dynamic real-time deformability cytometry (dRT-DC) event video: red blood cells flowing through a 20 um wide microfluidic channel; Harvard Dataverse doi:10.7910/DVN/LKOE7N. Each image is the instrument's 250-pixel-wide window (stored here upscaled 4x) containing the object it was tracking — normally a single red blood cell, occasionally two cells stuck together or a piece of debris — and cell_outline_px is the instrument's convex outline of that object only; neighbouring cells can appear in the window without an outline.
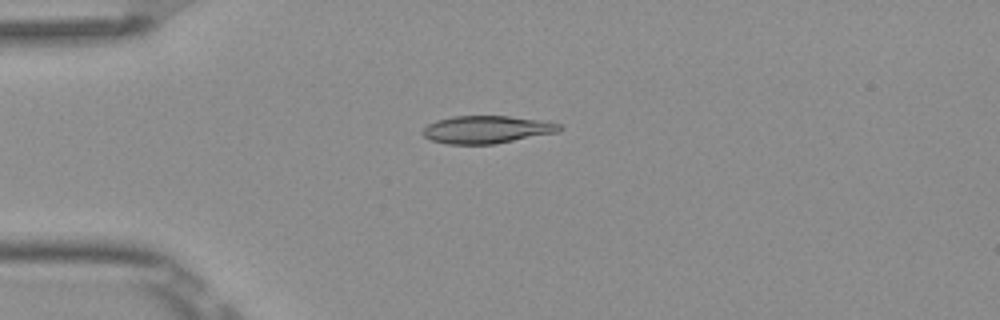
{"species": "Egyptian fruit bat (a non-hibernating species)", "species_latin": "Rousettus aegyptiacus", "temperature_condition": "room temperature", "stored_images_in_passage": 3, "camera_frame_rate_fps": 3000, "um_per_image_px": 0.085, "frame": {"image": 1, "passage_image": 1, "time_ms": 0.0, "image_size_px": [1000, 320], "cell_outline_px": [[564, 128], [560, 132], [496, 144], [448, 144], [432, 140], [424, 136], [420, 132], [428, 124], [436, 120], [452, 116], [508, 116], [548, 120], [560, 124]], "centroid_in_image_um": [41.44, 11.0], "position_along_channel_um": 43.6, "area_um2": 22.43}}
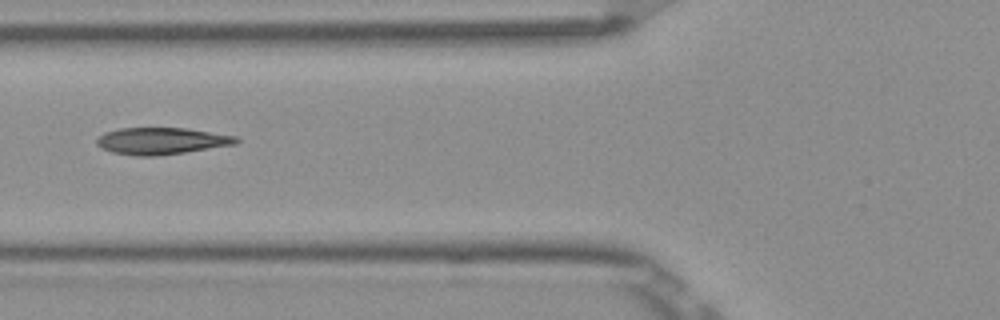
{"frame": {"image": 2, "passage_image": 3, "time_ms": 0.667, "image_size_px": [1000, 320], "cell_outline_px": [[240, 140], [236, 144], [184, 152], [156, 156], [136, 156], [112, 152], [96, 144], [96, 140], [104, 132], [120, 128], [188, 128], [236, 136]], "centroid_in_image_um": [13.73, 11.97], "position_along_channel_um": 112.1, "area_um2": 21.68}}